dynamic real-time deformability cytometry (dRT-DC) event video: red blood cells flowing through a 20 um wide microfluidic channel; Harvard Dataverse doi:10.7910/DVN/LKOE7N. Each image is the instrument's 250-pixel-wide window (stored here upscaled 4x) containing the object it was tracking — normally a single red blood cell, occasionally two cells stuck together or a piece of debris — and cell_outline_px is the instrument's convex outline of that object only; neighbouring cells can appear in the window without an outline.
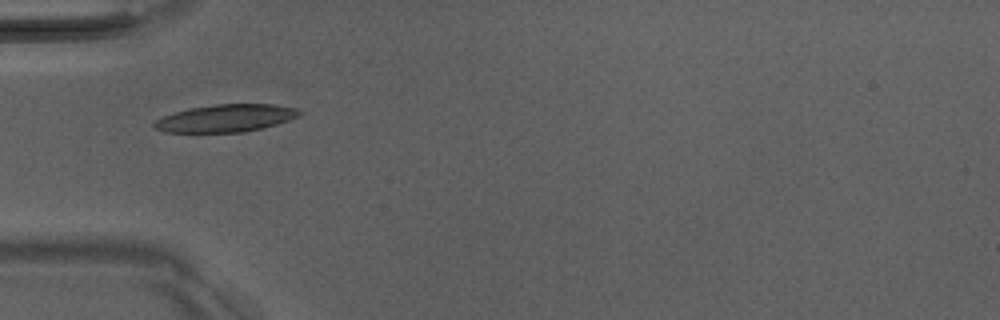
{"species": "Egyptian fruit bat (a non-hibernating species)", "species_latin": "Rousettus aegyptiacus", "temperature_condition": "room temperature", "stored_images_in_passage": 35, "camera_frame_rate_fps": 3000, "um_per_image_px": 0.085, "animal": {"sex": "male"}, "frame": {"image": 1, "passage_image": 1, "time_ms": 0.0, "image_size_px": [1000, 320], "cell_outline_px": [[304, 112], [288, 120], [264, 128], [244, 132], [164, 132], [152, 128], [152, 124], [156, 120], [164, 116], [188, 108], [216, 104], [276, 104], [300, 108]], "centroid_in_image_um": [19.21, 10.04], "position_along_channel_um": 65.8, "area_um2": 23.41}}
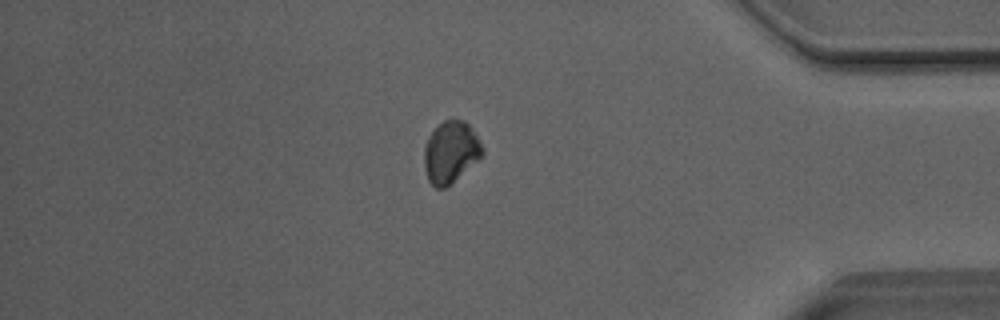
{"frame": {"image": 2, "passage_image": 28, "time_ms": 9.0, "image_size_px": [1000, 320], "cell_outline_px": [[484, 152], [452, 184], [444, 188], [436, 188], [428, 180], [424, 164], [424, 144], [428, 136], [444, 120], [452, 116], [464, 120], [472, 128], [484, 148]], "centroid_in_image_um": [38.3, 12.89], "position_along_channel_um": 396.9, "area_um2": 21.04}}
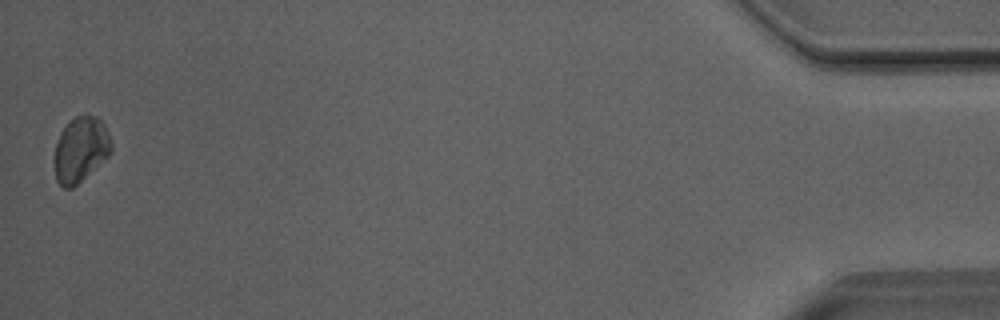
{"frame": {"image": 3, "passage_image": 35, "time_ms": 11.333, "image_size_px": [1000, 320], "cell_outline_px": [[112, 152], [108, 156], [72, 188], [64, 188], [56, 180], [56, 144], [60, 132], [76, 116], [84, 112], [96, 116], [104, 124], [108, 132], [112, 144]], "centroid_in_image_um": [6.89, 12.66], "position_along_channel_um": 428.3, "area_um2": 21.27}, "authors_computed_cell_mechanics": {"area_um2": 22.1374, "velocity_mm_per_s": 4.0314, "shape_relaxation_time_tau1_ms": 3.2092, "shape_relaxation_time_tau2_ms": null, "deformation_change_tau1": 0.1004, "deformation_change_tau2": null}}